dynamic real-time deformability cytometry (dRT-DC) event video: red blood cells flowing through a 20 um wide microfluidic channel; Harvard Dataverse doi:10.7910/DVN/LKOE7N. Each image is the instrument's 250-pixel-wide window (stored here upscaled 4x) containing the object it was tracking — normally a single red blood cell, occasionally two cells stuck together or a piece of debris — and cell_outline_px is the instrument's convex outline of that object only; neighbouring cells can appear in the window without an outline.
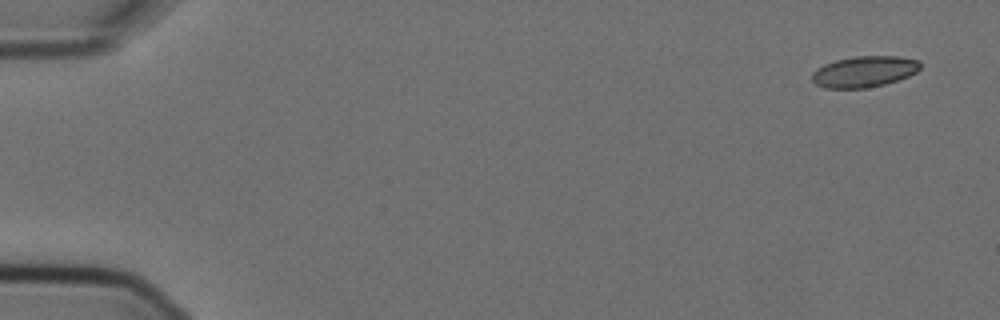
{"species": "Egyptian fruit bat (a non-hibernating species)", "species_latin": "Rousettus aegyptiacus", "temperature_condition": "cold", "stored_images_in_passage": 5, "camera_frame_rate_fps": 3000, "um_per_image_px": 0.085, "animal": {"sex": "female"}, "frame": {"image": 1, "passage_image": 1, "time_ms": 0.0, "image_size_px": [1000, 320], "cell_outline_px": [[920, 68], [916, 72], [908, 76], [884, 84], [864, 88], [824, 88], [816, 84], [812, 80], [812, 72], [816, 68], [824, 64], [836, 60], [856, 56], [896, 56], [920, 60]], "centroid_in_image_um": [73.44, 6.08], "position_along_channel_um": 11.6, "area_um2": 19.54}}
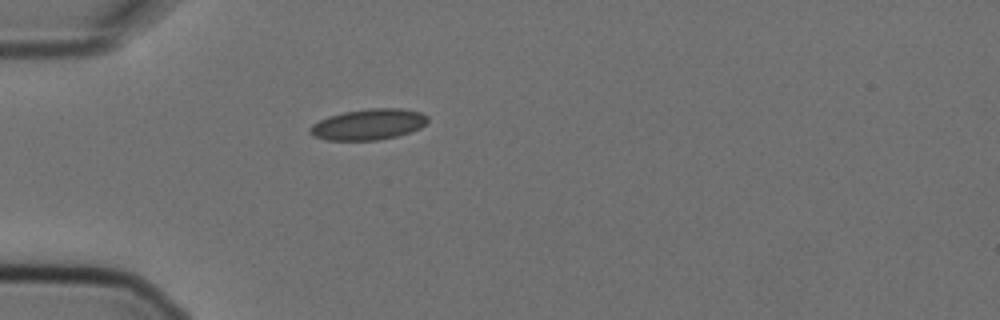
{"frame": {"image": 2, "passage_image": 5, "time_ms": 1.333, "image_size_px": [1000, 320], "cell_outline_px": [[428, 120], [420, 128], [396, 136], [376, 140], [324, 140], [312, 136], [308, 132], [308, 128], [312, 124], [328, 116], [344, 112], [368, 108], [400, 108], [420, 112], [428, 116]], "centroid_in_image_um": [31.27, 10.57], "position_along_channel_um": 53.7, "area_um2": 21.21}}